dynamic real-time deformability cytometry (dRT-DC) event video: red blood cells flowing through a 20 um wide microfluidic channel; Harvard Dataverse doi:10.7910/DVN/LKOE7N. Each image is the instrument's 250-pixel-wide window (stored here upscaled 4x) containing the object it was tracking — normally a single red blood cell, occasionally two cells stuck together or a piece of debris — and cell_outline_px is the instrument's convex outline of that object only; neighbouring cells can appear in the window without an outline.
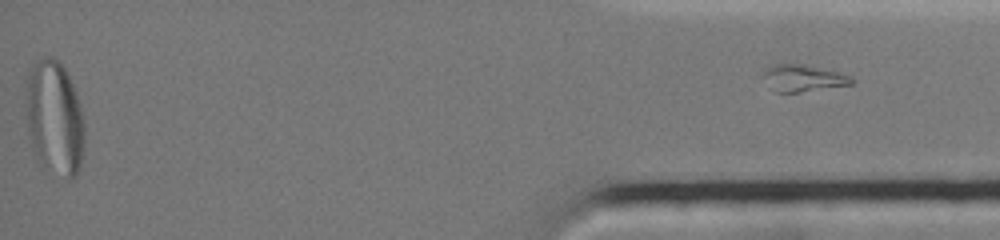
{"species": "common noctule bat (a hibernating species)", "species_latin": "Nyctalus noctula", "temperature_condition": "cold", "stored_images_in_passage": 48, "segment_of_instrument_passage": [2, 2], "camera_frame_rate_fps": 3000, "um_per_image_px": 0.085, "animal": {"sex": "female", "body_mass_g": 19.0, "forearm_length_mm": 51.5}, "frame": {"image": 1, "passage_image": 48, "time_ms": 15.667, "image_size_px": [1000, 240], "cell_outline_px": [[856, 80], [852, 84], [800, 92], [776, 92], [764, 76], [764, 72], [768, 68], [776, 64], [804, 64], [852, 76]], "centroid_in_image_um": [68.34, 6.64], "position_along_channel_um": 366.9, "area_um2": 13.35}}